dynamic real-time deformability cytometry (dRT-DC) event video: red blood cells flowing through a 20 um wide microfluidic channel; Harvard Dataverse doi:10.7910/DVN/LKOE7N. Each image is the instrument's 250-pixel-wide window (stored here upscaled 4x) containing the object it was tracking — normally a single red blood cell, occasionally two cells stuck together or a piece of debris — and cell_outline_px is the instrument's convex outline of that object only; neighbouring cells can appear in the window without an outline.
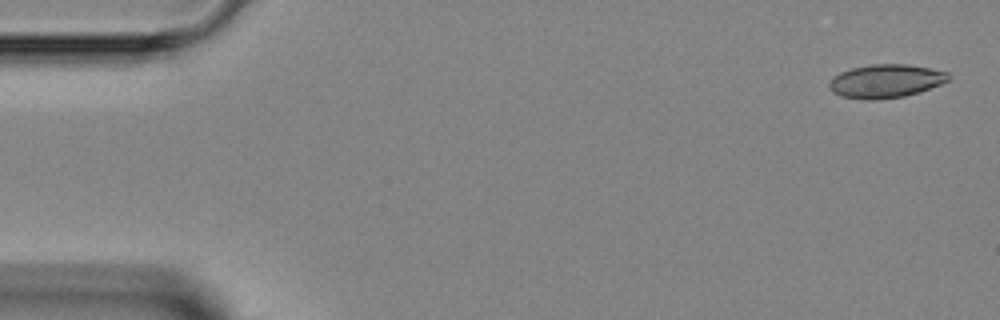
{"species": "Egyptian fruit bat (a non-hibernating species)", "species_latin": "Rousettus aegyptiacus", "temperature_condition": "room temperature", "stored_images_in_passage": 3, "camera_frame_rate_fps": 3000, "um_per_image_px": 0.085, "animal": {"sex": "female"}, "frame": {"image": 1, "passage_image": 1, "time_ms": 0.0, "image_size_px": [1000, 320], "cell_outline_px": [[948, 80], [940, 84], [920, 92], [904, 96], [872, 100], [864, 100], [840, 96], [832, 92], [828, 88], [828, 84], [832, 76], [840, 72], [852, 68], [872, 64], [908, 64], [948, 72]], "centroid_in_image_um": [75.22, 6.9], "position_along_channel_um": 9.8, "area_um2": 23.29}}